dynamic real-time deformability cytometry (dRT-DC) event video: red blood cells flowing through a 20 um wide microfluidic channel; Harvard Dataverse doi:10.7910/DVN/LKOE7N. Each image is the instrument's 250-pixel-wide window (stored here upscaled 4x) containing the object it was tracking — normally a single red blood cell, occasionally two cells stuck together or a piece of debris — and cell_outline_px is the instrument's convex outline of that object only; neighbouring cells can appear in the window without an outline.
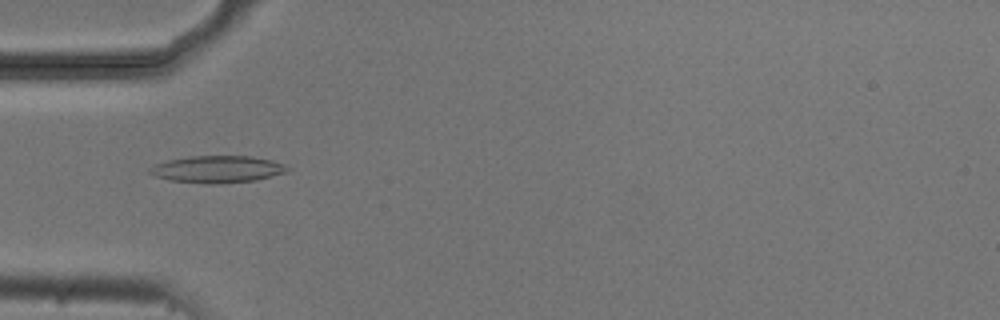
{"species": "common noctule bat (a hibernating species)", "species_latin": "Nyctalus noctula", "temperature_condition": "cold", "stored_images_in_passage": 51, "camera_frame_rate_fps": 3000, "um_per_image_px": 0.085, "animal": {"sex": "male", "body_mass_g": 20.5, "forearm_length_mm": 52.5}, "frame": {"image": 1, "passage_image": 14, "time_ms": 4.333, "image_size_px": [1000, 320], "cell_outline_px": [[288, 168], [284, 172], [256, 180], [220, 184], [204, 184], [172, 180], [156, 176], [148, 172], [148, 168], [156, 164], [168, 160], [192, 156], [252, 156], [272, 160], [284, 164]], "centroid_in_image_um": [18.46, 14.38], "position_along_channel_um": 66.5, "area_um2": 21.5}}
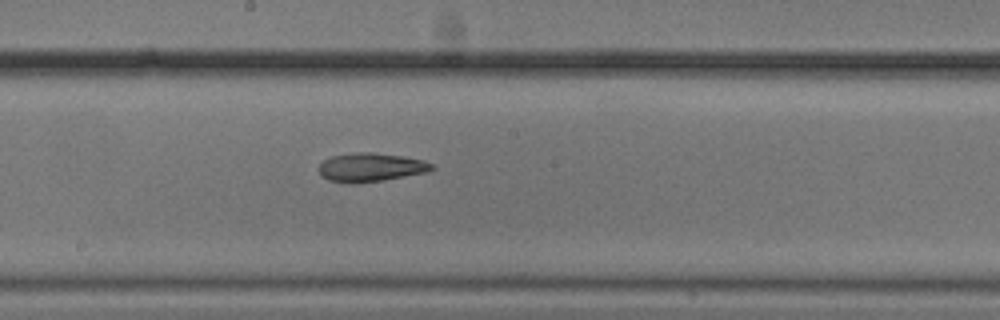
{"frame": {"image": 2, "passage_image": 26, "time_ms": 8.333, "image_size_px": [1000, 320], "cell_outline_px": [[436, 168], [424, 172], [384, 180], [356, 184], [348, 184], [328, 180], [320, 176], [316, 168], [324, 160], [332, 156], [360, 152], [372, 152], [400, 156], [424, 160], [432, 164]], "centroid_in_image_um": [31.44, 14.24], "position_along_channel_um": 216.8, "area_um2": 18.96}}
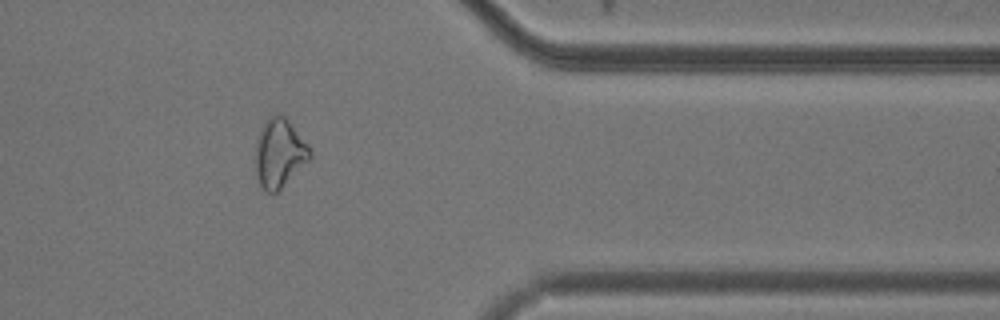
{"frame": {"image": 3, "passage_image": 41, "time_ms": 13.333, "image_size_px": [1000, 320], "cell_outline_px": [[312, 160], [276, 192], [264, 192], [256, 176], [256, 140], [260, 128], [268, 116], [276, 112], [284, 116], [288, 120], [308, 144], [312, 152]], "centroid_in_image_um": [23.76, 13.0], "position_along_channel_um": 387.6, "area_um2": 22.2}, "authors_computed_cell_mechanics": {"area_um2": 20.7502, "velocity_mm_per_s": 3.7474, "shape_relaxation_time_tau1_ms": null, "shape_relaxation_time_tau2_ms": 6.1511, "deformation_change_tau1": null, "deformation_change_tau2": 0.1521}}